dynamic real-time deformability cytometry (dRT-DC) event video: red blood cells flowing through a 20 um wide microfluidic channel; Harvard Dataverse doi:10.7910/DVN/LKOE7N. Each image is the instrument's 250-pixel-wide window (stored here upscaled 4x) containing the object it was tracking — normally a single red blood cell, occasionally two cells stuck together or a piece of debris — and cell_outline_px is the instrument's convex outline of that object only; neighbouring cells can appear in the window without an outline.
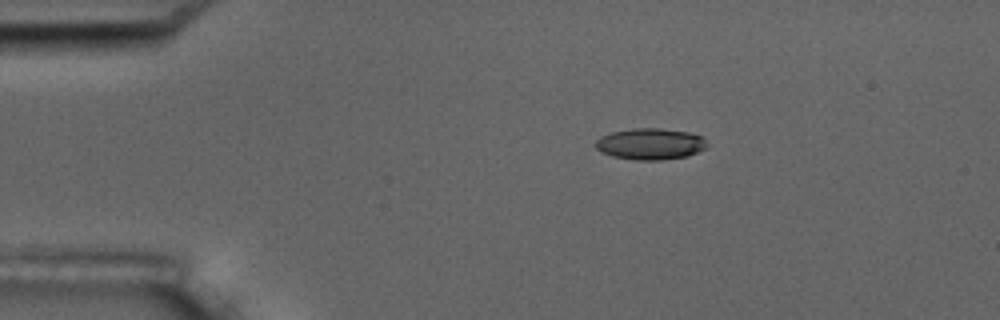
{"species": "common noctule bat (a hibernating species)", "species_latin": "Nyctalus noctula", "temperature_condition": "room temperature", "stored_images_in_passage": 2, "camera_frame_rate_fps": 3000, "um_per_image_px": 0.085, "animal": {"sex": "male", "body_mass_g": 17.5, "forearm_length_mm": 52.3}, "frame": {"image": 1, "passage_image": 1, "time_ms": 0.0, "image_size_px": [1000, 320], "cell_outline_px": [[708, 148], [688, 156], [660, 160], [636, 160], [612, 156], [600, 152], [596, 148], [596, 140], [600, 136], [612, 132], [632, 128], [660, 128], [688, 132], [704, 136], [708, 144]], "centroid_in_image_um": [55.31, 12.23], "position_along_channel_um": 29.7, "area_um2": 20.63}}